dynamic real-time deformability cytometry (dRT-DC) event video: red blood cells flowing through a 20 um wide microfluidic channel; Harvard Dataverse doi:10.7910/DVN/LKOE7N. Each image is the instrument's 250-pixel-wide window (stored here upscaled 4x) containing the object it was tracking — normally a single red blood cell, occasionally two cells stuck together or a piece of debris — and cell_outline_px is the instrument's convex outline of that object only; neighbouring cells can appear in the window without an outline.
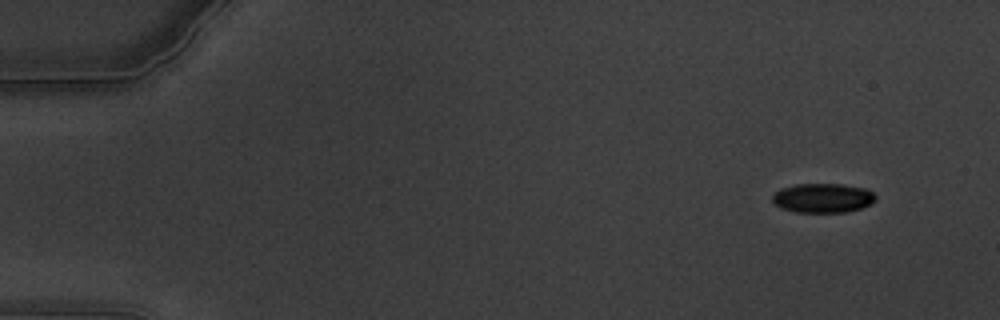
{"species": "common noctule bat (a hibernating species)", "species_latin": "Nyctalus noctula", "temperature_condition": "warm", "stored_images_in_passage": 62, "camera_frame_rate_fps": 3000, "um_per_image_px": 0.085, "animal": {"sex": "male", "body_mass_g": 19.5, "forearm_length_mm": 54.6}, "frame": {"image": 1, "passage_image": 6, "time_ms": 1.667, "image_size_px": [1000, 320], "cell_outline_px": [[876, 200], [872, 204], [860, 208], [844, 212], [796, 212], [780, 208], [772, 200], [772, 196], [780, 188], [796, 184], [844, 184], [864, 188], [872, 192], [876, 196]], "centroid_in_image_um": [69.94, 16.82], "position_along_channel_um": 15.1, "area_um2": 17.69}}
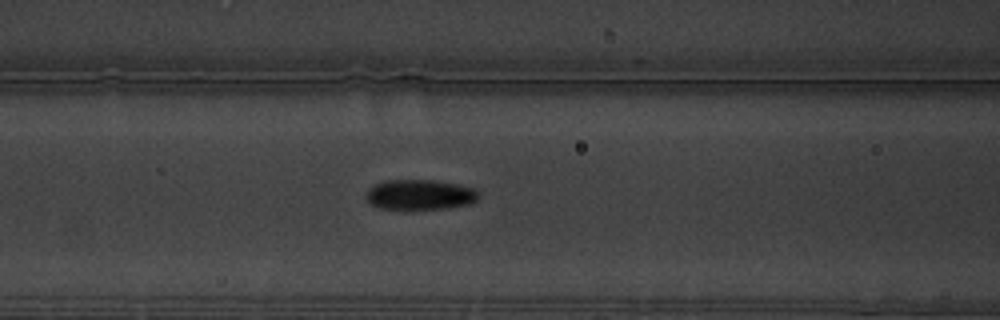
{"frame": {"image": 2, "passage_image": 27, "time_ms": 8.667, "image_size_px": [1000, 320], "cell_outline_px": [[480, 196], [476, 200], [468, 204], [448, 208], [376, 208], [368, 204], [364, 196], [368, 188], [372, 184], [384, 180], [432, 180], [456, 184], [476, 188]], "centroid_in_image_um": [35.63, 16.53], "position_along_channel_um": 131.0, "area_um2": 19.94}}
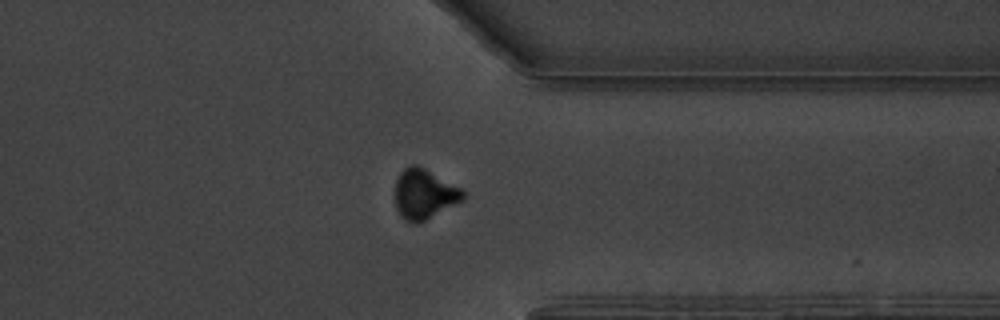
{"frame": {"image": 3, "passage_image": 49, "time_ms": 16.0, "image_size_px": [1000, 320], "cell_outline_px": [[464, 200], [416, 224], [404, 220], [400, 216], [396, 208], [396, 180], [400, 172], [408, 164], [416, 164], [424, 168], [460, 188], [464, 192]], "centroid_in_image_um": [36.03, 16.49], "position_along_channel_um": 375.4, "area_um2": 19.54}, "authors_computed_cell_mechanics": {"area_um2": 19.2185, "velocity_mm_per_s": 3.3626, "shape_relaxation_time_tau1_ms": 2.8671, "shape_relaxation_time_tau2_ms": 2.7332, "deformation_change_tau1": 0.1432, "deformation_change_tau2": 0.0721}}